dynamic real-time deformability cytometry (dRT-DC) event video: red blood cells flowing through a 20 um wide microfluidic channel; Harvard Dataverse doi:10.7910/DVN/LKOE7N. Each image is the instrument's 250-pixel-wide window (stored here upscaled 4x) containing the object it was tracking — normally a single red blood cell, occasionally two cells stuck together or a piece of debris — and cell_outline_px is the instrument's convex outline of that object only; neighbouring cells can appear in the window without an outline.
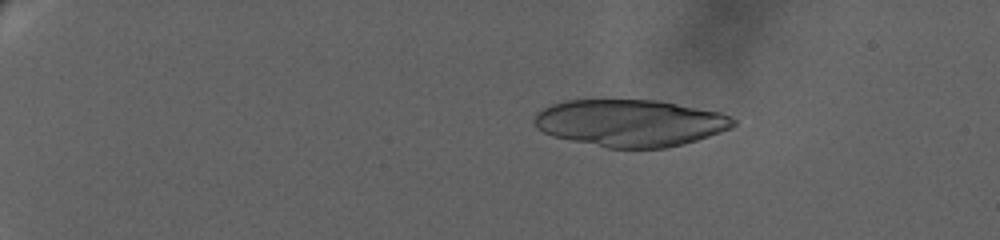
{"species": "human", "species_latin": "Homo sapiens", "temperature_condition": "warm", "stored_images_in_passage": 51, "camera_frame_rate_fps": 3000, "um_per_image_px": 0.085, "donor": {"sex": "female"}, "frame": {"image": 1, "passage_image": 15, "time_ms": 5.0, "image_size_px": [1000, 240], "cell_outline_px": [[736, 124], [732, 128], [684, 144], [664, 148], [608, 148], [552, 136], [536, 128], [532, 120], [536, 112], [552, 104], [564, 100], [656, 100], [720, 112], [736, 120]], "centroid_in_image_um": [53.54, 10.45], "position_along_channel_um": 31.5, "area_um2": 54.51}}
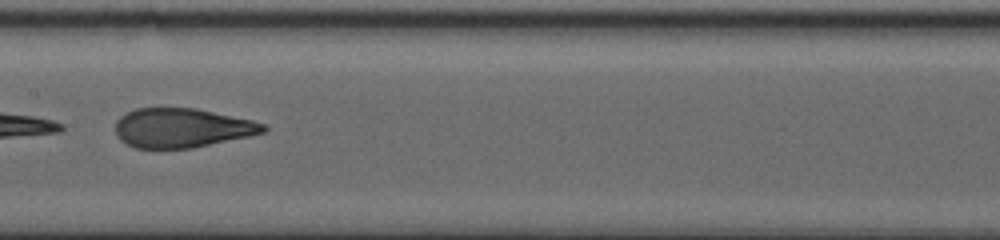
{"frame": {"image": 2, "passage_image": 32, "time_ms": 14.667, "image_size_px": [1000, 240], "cell_outline_px": [[268, 128], [264, 132], [248, 136], [192, 148], [136, 148], [120, 140], [116, 136], [116, 120], [124, 112], [136, 108], [196, 108], [252, 120], [264, 124]], "centroid_in_image_um": [15.43, 10.86], "position_along_channel_um": 192.0, "area_um2": 33.81}}
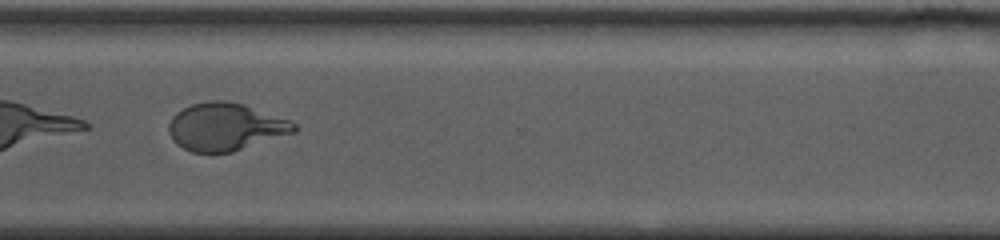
{"frame": {"image": 3, "passage_image": 40, "time_ms": 20.0, "image_size_px": [1000, 240], "cell_outline_px": [[296, 132], [232, 152], [192, 152], [176, 144], [172, 140], [168, 132], [168, 124], [172, 116], [176, 112], [192, 104], [212, 100], [224, 100], [244, 104], [288, 120], [296, 124]], "centroid_in_image_um": [19.13, 10.78], "position_along_channel_um": 351.5, "area_um2": 34.68}}